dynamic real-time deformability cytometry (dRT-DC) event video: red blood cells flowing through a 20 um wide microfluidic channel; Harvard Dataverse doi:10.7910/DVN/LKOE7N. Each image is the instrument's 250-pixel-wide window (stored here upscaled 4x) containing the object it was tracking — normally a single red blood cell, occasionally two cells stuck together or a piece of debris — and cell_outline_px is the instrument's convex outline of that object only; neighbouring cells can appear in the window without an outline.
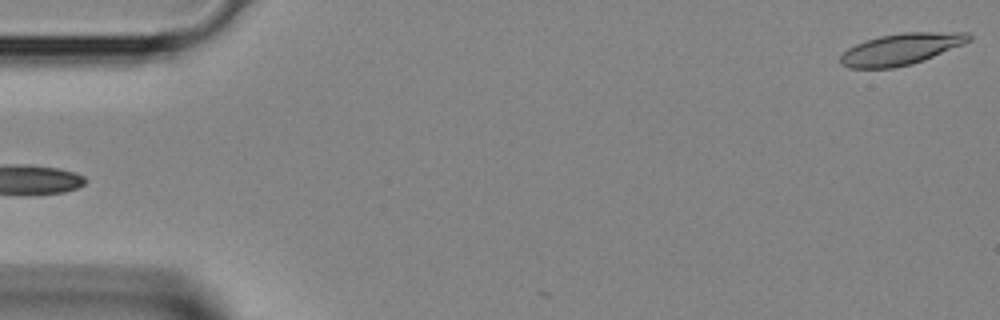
{"species": "Egyptian fruit bat (a non-hibernating species)", "species_latin": "Rousettus aegyptiacus", "temperature_condition": "room temperature", "stored_images_in_passage": 5, "camera_frame_rate_fps": 3000, "um_per_image_px": 0.085, "animal": {"sex": "female"}, "frame": {"image": 1, "passage_image": 1, "time_ms": 0.0, "image_size_px": [1000, 320], "cell_outline_px": [[972, 40], [964, 44], [924, 60], [912, 64], [892, 68], [848, 68], [840, 64], [840, 56], [848, 48], [856, 44], [880, 36], [904, 32], [968, 32], [972, 36]], "centroid_in_image_um": [76.61, 4.17], "position_along_channel_um": 8.4, "area_um2": 23.52}}